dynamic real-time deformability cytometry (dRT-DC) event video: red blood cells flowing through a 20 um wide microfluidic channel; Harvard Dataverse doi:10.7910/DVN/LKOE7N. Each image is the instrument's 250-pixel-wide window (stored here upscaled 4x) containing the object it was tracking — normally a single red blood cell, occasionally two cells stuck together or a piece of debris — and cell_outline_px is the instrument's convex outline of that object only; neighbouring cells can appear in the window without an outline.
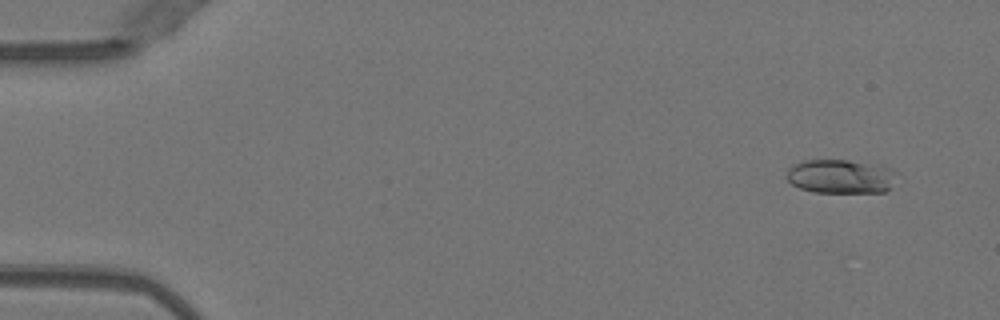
{"species": "Egyptian fruit bat (a non-hibernating species)", "species_latin": "Rousettus aegyptiacus", "temperature_condition": "warm", "stored_images_in_passage": 35, "camera_frame_rate_fps": 3000, "um_per_image_px": 0.085, "animal": {"sex": "female"}, "frame": {"image": 1, "passage_image": 4, "time_ms": 1.0, "image_size_px": [1000, 320], "cell_outline_px": [[896, 172], [892, 188], [884, 192], [812, 192], [800, 188], [792, 184], [788, 180], [788, 168], [804, 160], [848, 160], [892, 168]], "centroid_in_image_um": [71.48, 15.0], "position_along_channel_um": 13.5, "area_um2": 21.68}}
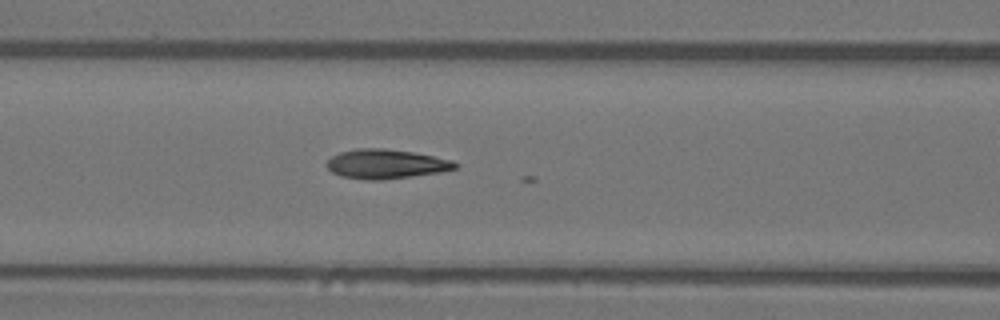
{"frame": {"image": 2, "passage_image": 22, "time_ms": 7.0, "image_size_px": [1000, 320], "cell_outline_px": [[456, 168], [440, 172], [412, 176], [380, 180], [364, 180], [340, 176], [332, 172], [324, 164], [332, 156], [340, 152], [356, 148], [384, 148], [412, 152], [452, 160], [456, 164]], "centroid_in_image_um": [32.74, 13.94], "position_along_channel_um": 133.9, "area_um2": 21.91}}
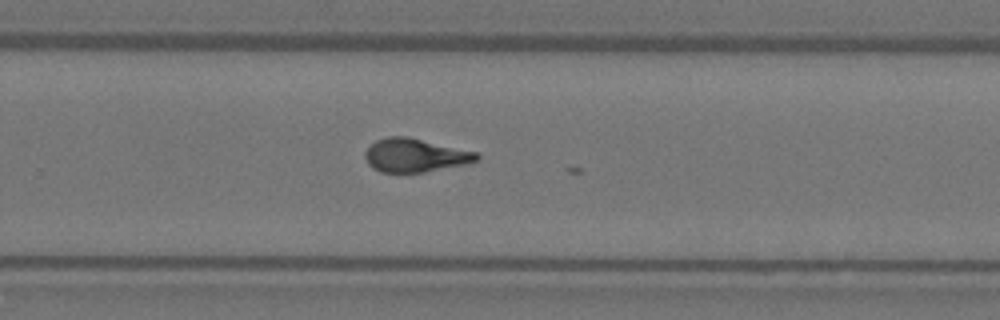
{"frame": {"image": 3, "passage_image": 34, "time_ms": 11.0, "image_size_px": [1000, 320], "cell_outline_px": [[480, 156], [476, 160], [464, 164], [424, 172], [380, 172], [372, 168], [368, 164], [364, 156], [364, 152], [376, 140], [388, 136], [404, 136], [476, 152]], "centroid_in_image_um": [35.22, 13.21], "position_along_channel_um": 294.6, "area_um2": 21.39}}